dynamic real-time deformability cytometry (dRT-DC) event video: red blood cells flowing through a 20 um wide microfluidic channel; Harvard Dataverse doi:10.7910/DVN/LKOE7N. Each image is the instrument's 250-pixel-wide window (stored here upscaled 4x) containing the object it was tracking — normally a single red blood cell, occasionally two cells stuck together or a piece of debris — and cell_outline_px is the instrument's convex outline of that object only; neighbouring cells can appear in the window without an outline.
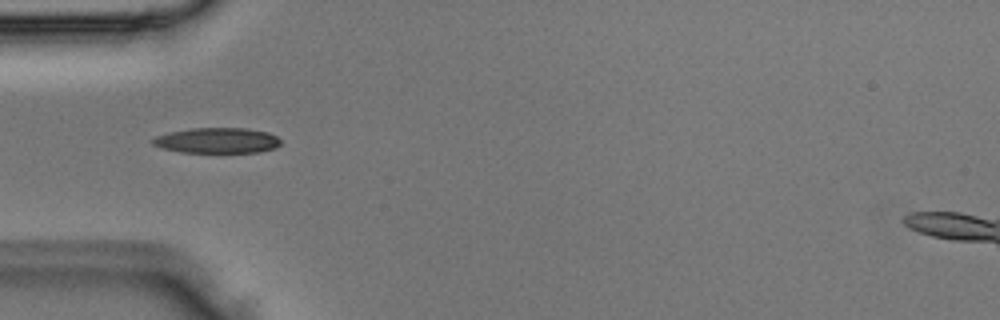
{"species": "Egyptian fruit bat (a non-hibernating species)", "species_latin": "Rousettus aegyptiacus", "temperature_condition": "room temperature", "stored_images_in_passage": 3, "camera_frame_rate_fps": 3000, "um_per_image_px": 0.085, "animal": {"sex": "male"}, "frame": {"image": 1, "passage_image": 2, "time_ms": 0.333, "image_size_px": [1000, 320], "cell_outline_px": [[280, 144], [276, 148], [260, 152], [180, 152], [160, 148], [152, 144], [152, 140], [156, 136], [168, 132], [192, 128], [244, 128], [268, 132], [276, 136], [280, 140]], "centroid_in_image_um": [18.45, 11.94], "position_along_channel_um": 66.6, "area_um2": 19.02}}
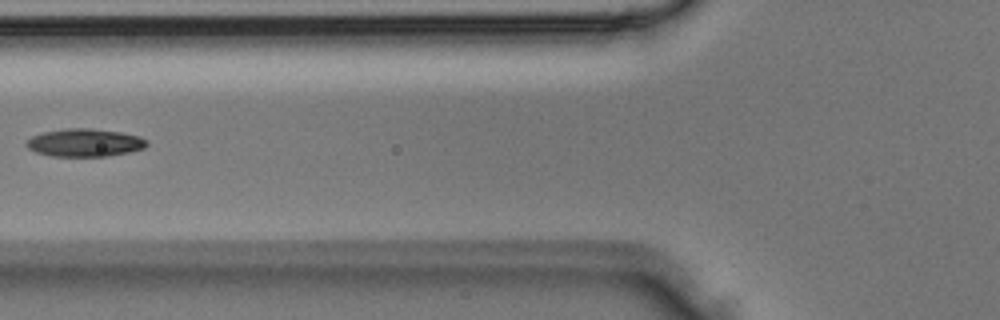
{"frame": {"image": 2, "passage_image": 3, "time_ms": 0.667, "image_size_px": [1000, 320], "cell_outline_px": [[148, 144], [144, 148], [128, 152], [108, 156], [52, 156], [36, 152], [28, 148], [24, 144], [32, 136], [44, 132], [68, 128], [88, 128], [120, 132], [140, 136], [148, 140]], "centroid_in_image_um": [7.21, 12.13], "position_along_channel_um": 118.6, "area_um2": 19.48}}